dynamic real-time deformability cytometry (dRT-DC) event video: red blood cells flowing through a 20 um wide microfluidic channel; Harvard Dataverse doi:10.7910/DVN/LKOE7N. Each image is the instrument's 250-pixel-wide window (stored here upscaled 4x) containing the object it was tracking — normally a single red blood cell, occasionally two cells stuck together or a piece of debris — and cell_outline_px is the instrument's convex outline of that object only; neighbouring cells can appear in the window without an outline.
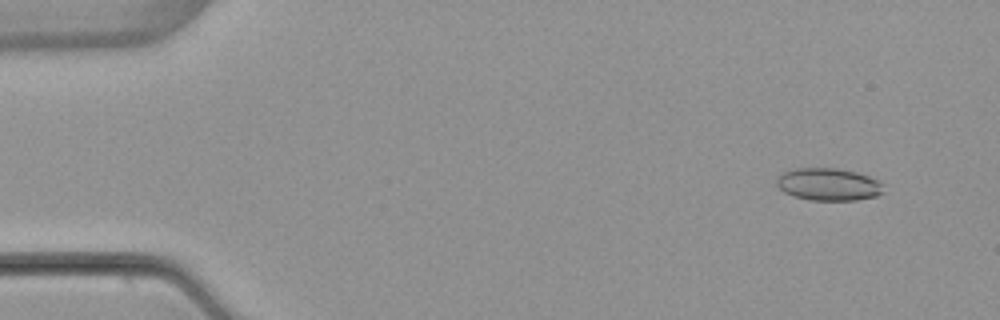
{"species": "common noctule bat (a hibernating species)", "species_latin": "Nyctalus noctula", "temperature_condition": "warm", "stored_images_in_passage": 5, "camera_frame_rate_fps": 3000, "um_per_image_px": 0.085, "animal": {"sex": "female", "body_mass_g": 22.7, "forearm_length_mm": 54.2}, "frame": {"image": 1, "passage_image": 2, "time_ms": 1.0, "image_size_px": [1000, 320], "cell_outline_px": [[884, 192], [876, 196], [856, 200], [808, 200], [784, 192], [776, 184], [776, 176], [784, 172], [796, 168], [836, 168], [856, 172], [880, 180]], "centroid_in_image_um": [70.42, 15.67], "position_along_channel_um": 14.6, "area_um2": 20.23}}
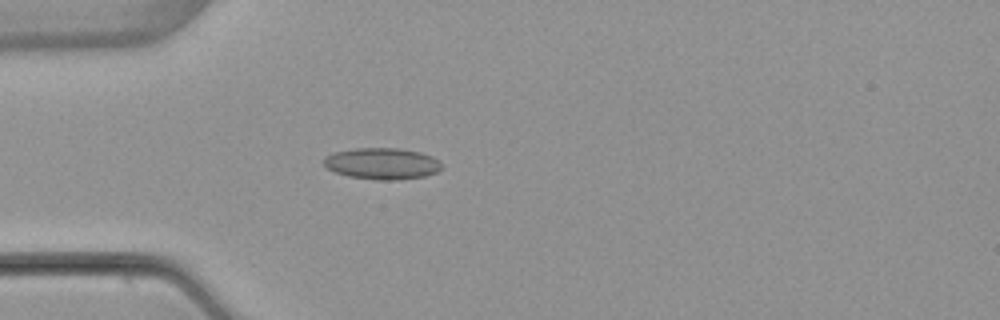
{"frame": {"image": 2, "passage_image": 5, "time_ms": 4.667, "image_size_px": [1000, 320], "cell_outline_px": [[444, 168], [436, 172], [424, 176], [396, 180], [376, 180], [348, 176], [336, 172], [328, 168], [324, 164], [324, 156], [336, 152], [356, 148], [400, 148], [420, 152], [432, 156], [440, 160]], "centroid_in_image_um": [32.52, 13.9], "position_along_channel_um": 52.5, "area_um2": 21.68}}